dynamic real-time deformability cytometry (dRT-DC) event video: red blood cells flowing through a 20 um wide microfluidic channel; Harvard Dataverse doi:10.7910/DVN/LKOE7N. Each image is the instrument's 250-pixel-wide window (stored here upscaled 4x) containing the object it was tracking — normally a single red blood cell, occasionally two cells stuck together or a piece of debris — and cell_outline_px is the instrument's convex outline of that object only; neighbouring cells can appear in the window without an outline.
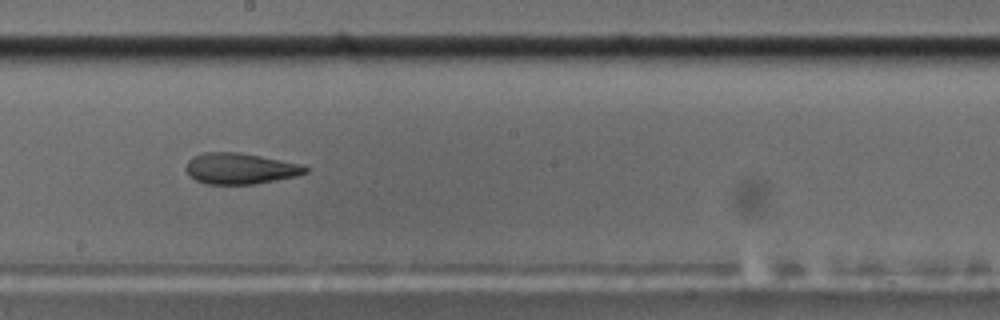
{"species": "common noctule bat (a hibernating species)", "species_latin": "Nyctalus noctula", "temperature_condition": "cold", "stored_images_in_passage": 43, "camera_frame_rate_fps": 3000, "um_per_image_px": 0.085, "animal": {"sex": "male", "body_mass_g": 17.5, "forearm_length_mm": 52.3}, "frame": {"image": 1, "passage_image": 19, "time_ms": 6.0, "image_size_px": [1000, 320], "cell_outline_px": [[308, 172], [296, 176], [276, 180], [252, 184], [204, 184], [196, 180], [184, 168], [188, 160], [192, 156], [204, 152], [236, 152], [260, 156], [300, 164], [308, 168]], "centroid_in_image_um": [20.38, 14.32], "position_along_channel_um": 227.8, "area_um2": 21.44}}
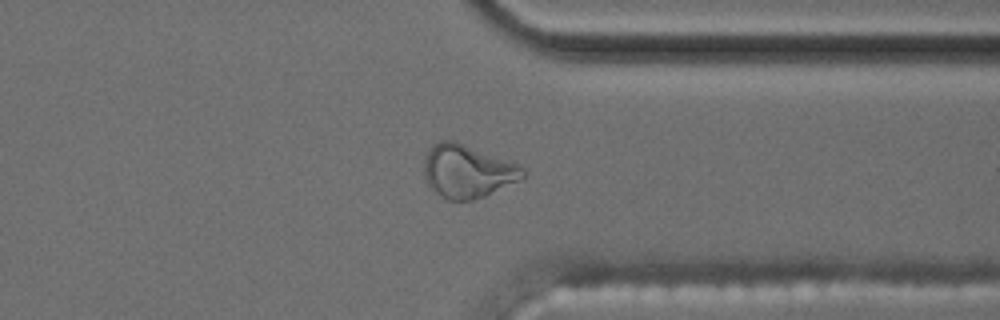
{"frame": {"image": 2, "passage_image": 31, "time_ms": 10.0, "image_size_px": [1000, 320], "cell_outline_px": [[528, 176], [520, 180], [484, 196], [472, 200], [448, 200], [432, 192], [424, 176], [424, 160], [432, 144], [440, 140], [456, 140], [520, 164], [528, 172]], "centroid_in_image_um": [39.76, 14.54], "position_along_channel_um": 371.6, "area_um2": 31.15}}
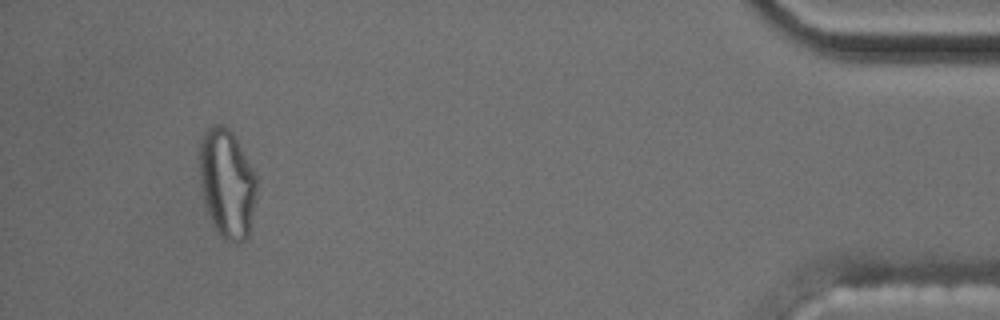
{"frame": {"image": 3, "passage_image": 40, "time_ms": 13.0, "image_size_px": [1000, 320], "cell_outline_px": [[256, 196], [248, 236], [244, 240], [236, 244], [224, 240], [216, 232], [212, 224], [204, 204], [200, 184], [200, 144], [204, 132], [212, 124], [224, 124], [232, 132], [256, 176]], "centroid_in_image_um": [19.28, 15.63], "position_along_channel_um": 415.9, "area_um2": 36.3}, "authors_computed_cell_mechanics": {"area_um2": 23.2356, "velocity_mm_per_s": 3.6219, "shape_relaxation_time_tau1_ms": null, "shape_relaxation_time_tau2_ms": 3.2193, "deformation_change_tau1": null, "deformation_change_tau2": 0.1171}}